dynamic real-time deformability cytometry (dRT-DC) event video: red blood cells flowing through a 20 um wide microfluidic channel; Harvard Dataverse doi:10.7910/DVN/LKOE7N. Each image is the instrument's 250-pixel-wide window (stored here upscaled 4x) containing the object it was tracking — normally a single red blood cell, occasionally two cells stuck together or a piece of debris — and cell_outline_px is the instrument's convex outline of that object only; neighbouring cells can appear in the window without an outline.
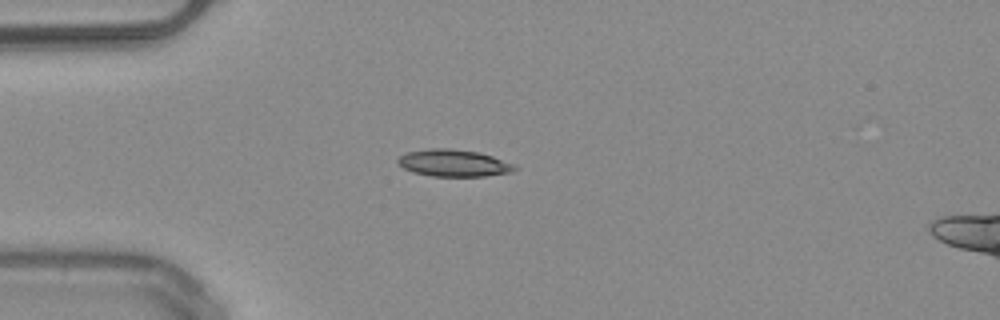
{"species": "common noctule bat (a hibernating species)", "species_latin": "Nyctalus noctula", "temperature_condition": "warm", "stored_images_in_passage": 36, "camera_frame_rate_fps": 3000, "um_per_image_px": 0.085, "animal": {"sex": "male", "body_mass_g": 20.4}, "frame": {"image": 1, "passage_image": 1, "time_ms": 0.0, "image_size_px": [1000, 320], "cell_outline_px": [[520, 168], [512, 172], [484, 176], [432, 176], [412, 172], [404, 168], [396, 160], [400, 156], [408, 152], [428, 148], [452, 148], [480, 152], [492, 156], [512, 164]], "centroid_in_image_um": [38.57, 13.85], "position_along_channel_um": 46.4, "area_um2": 18.38}}